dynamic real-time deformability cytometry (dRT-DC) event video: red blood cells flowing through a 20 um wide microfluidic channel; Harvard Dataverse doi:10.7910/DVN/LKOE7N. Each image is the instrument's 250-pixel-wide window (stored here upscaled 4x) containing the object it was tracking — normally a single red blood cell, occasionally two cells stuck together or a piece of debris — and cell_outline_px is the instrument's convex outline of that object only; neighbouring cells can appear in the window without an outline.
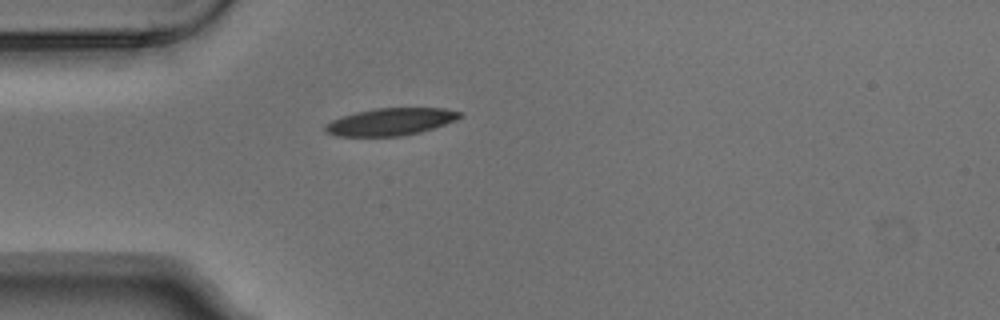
{"species": "Egyptian fruit bat (a non-hibernating species)", "species_latin": "Rousettus aegyptiacus", "temperature_condition": "warm", "stored_images_in_passage": 1, "camera_frame_rate_fps": 3000, "um_per_image_px": 0.085, "animal": {"sex": "male"}, "frame": {"image": 1, "passage_image": 1, "time_ms": 0.0, "image_size_px": [1000, 320], "cell_outline_px": [[464, 116], [456, 120], [420, 132], [400, 136], [336, 136], [324, 132], [324, 124], [340, 116], [356, 112], [376, 108], [444, 108], [464, 112]], "centroid_in_image_um": [33.19, 10.34], "position_along_channel_um": 51.8, "area_um2": 21.56}}